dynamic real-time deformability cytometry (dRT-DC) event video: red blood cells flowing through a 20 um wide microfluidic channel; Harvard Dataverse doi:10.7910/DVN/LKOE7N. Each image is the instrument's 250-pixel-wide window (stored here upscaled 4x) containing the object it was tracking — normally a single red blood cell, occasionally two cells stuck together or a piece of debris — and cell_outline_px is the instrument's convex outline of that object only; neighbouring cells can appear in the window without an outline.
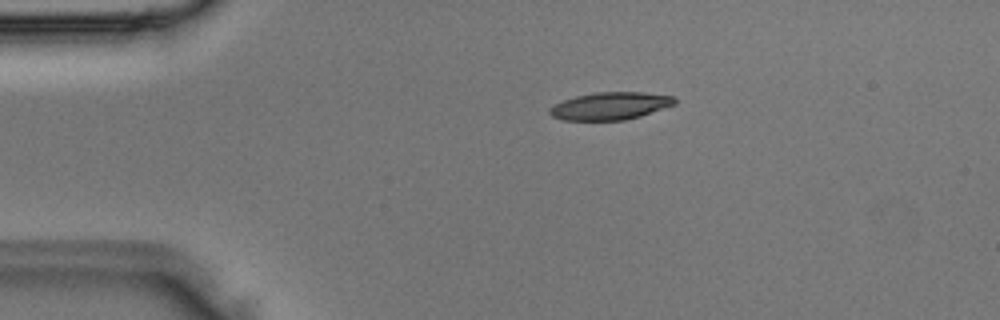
{"species": "Egyptian fruit bat (a non-hibernating species)", "species_latin": "Rousettus aegyptiacus", "temperature_condition": "room temperature", "stored_images_in_passage": 2, "camera_frame_rate_fps": 3000, "um_per_image_px": 0.085, "animal": {"sex": "male"}, "frame": {"image": 1, "passage_image": 1, "time_ms": 0.0, "image_size_px": [1000, 320], "cell_outline_px": [[676, 104], [640, 116], [624, 120], [564, 120], [552, 116], [548, 112], [548, 108], [564, 100], [576, 96], [596, 92], [644, 92], [672, 96], [676, 100]], "centroid_in_image_um": [51.87, 9.0], "position_along_channel_um": 33.1, "area_um2": 19.94}}